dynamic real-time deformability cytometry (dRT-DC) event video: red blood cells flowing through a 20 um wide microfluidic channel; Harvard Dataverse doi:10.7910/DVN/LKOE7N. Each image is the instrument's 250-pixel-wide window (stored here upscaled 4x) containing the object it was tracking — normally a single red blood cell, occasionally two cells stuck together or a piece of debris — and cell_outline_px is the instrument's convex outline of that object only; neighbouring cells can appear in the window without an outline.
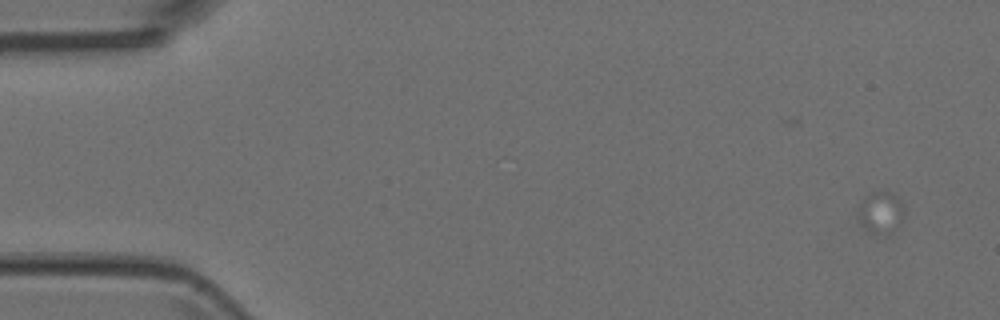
{"species": "Egyptian fruit bat (a non-hibernating species)", "species_latin": "Rousettus aegyptiacus", "temperature_condition": "room temperature", "stored_images_in_passage": 6, "camera_frame_rate_fps": 3000, "um_per_image_px": 0.085, "animal": {"sex": "female"}, "frame": {"image": 1, "passage_image": 1, "time_ms": 0.0, "image_size_px": [1000, 320], "cell_outline_px": [[904, 212], [900, 220], [880, 232], [872, 232], [860, 224], [860, 204], [864, 196], [872, 192], [884, 188], [896, 196], [904, 204]], "centroid_in_image_um": [74.84, 17.89], "position_along_channel_um": 10.2, "area_um2": 10.4}}